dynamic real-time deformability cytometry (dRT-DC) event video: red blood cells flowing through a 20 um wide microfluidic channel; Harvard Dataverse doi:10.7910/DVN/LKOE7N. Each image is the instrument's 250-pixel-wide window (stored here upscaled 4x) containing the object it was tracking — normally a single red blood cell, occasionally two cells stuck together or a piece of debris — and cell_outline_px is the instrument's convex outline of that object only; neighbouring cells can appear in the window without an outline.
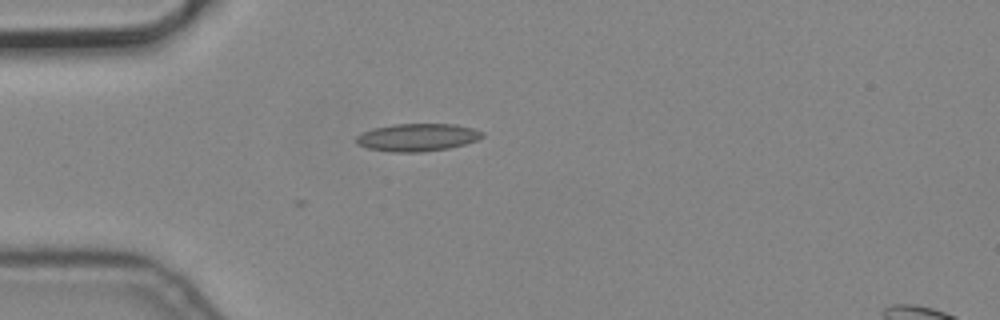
{"species": "common noctule bat (a hibernating species)", "species_latin": "Nyctalus noctula", "temperature_condition": "cold", "stored_images_in_passage": 2, "camera_frame_rate_fps": 3000, "um_per_image_px": 0.085, "animal": {"sex": "male", "body_mass_g": 19.2, "forearm_length_mm": 51.8}, "frame": {"image": 1, "passage_image": 1, "time_ms": 0.0, "image_size_px": [1000, 320], "cell_outline_px": [[484, 136], [476, 140], [464, 144], [448, 148], [420, 152], [392, 152], [368, 148], [356, 144], [356, 136], [372, 128], [392, 124], [456, 124], [472, 128], [484, 132]], "centroid_in_image_um": [35.46, 11.67], "position_along_channel_um": 49.5, "area_um2": 20.29}}